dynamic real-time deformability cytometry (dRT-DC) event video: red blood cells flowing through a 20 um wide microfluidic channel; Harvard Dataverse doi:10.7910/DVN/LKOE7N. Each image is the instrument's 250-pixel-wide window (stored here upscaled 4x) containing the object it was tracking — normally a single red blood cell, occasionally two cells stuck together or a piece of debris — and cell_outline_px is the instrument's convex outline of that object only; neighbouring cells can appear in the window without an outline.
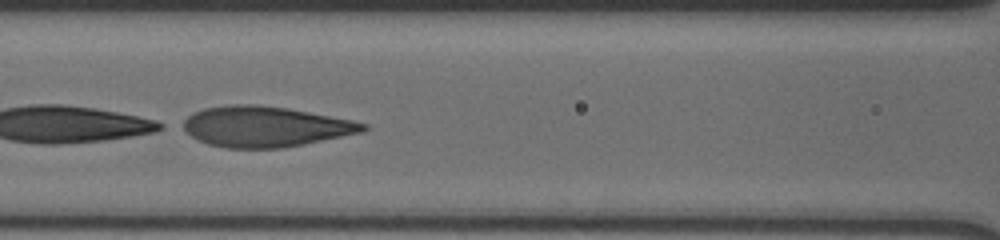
{"species": "human", "species_latin": "Homo sapiens", "temperature_condition": "cold", "stored_images_in_passage": 32, "camera_frame_rate_fps": 3000, "um_per_image_px": 0.085, "donor": {"sex": "male"}, "frame": {"image": 1, "passage_image": 13, "time_ms": 4.0, "image_size_px": [1000, 240], "cell_outline_px": [[368, 128], [364, 132], [284, 148], [224, 148], [208, 144], [192, 136], [180, 128], [176, 124], [192, 112], [204, 108], [228, 104], [260, 104], [288, 108], [352, 120], [368, 124]], "centroid_in_image_um": [22.48, 10.75], "position_along_channel_um": 144.1, "area_um2": 43.12}}
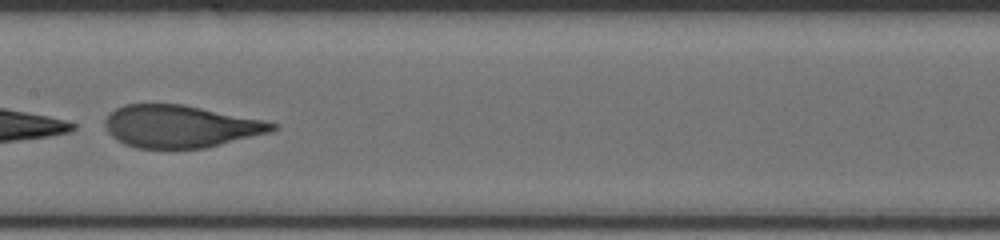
{"frame": {"image": 2, "passage_image": 17, "time_ms": 5.333, "image_size_px": [1000, 240], "cell_outline_px": [[280, 124], [276, 128], [268, 132], [204, 148], [136, 148], [124, 144], [116, 140], [104, 128], [104, 120], [108, 112], [124, 104], [184, 104]], "centroid_in_image_um": [15.23, 10.73], "position_along_channel_um": 192.2, "area_um2": 41.1}}